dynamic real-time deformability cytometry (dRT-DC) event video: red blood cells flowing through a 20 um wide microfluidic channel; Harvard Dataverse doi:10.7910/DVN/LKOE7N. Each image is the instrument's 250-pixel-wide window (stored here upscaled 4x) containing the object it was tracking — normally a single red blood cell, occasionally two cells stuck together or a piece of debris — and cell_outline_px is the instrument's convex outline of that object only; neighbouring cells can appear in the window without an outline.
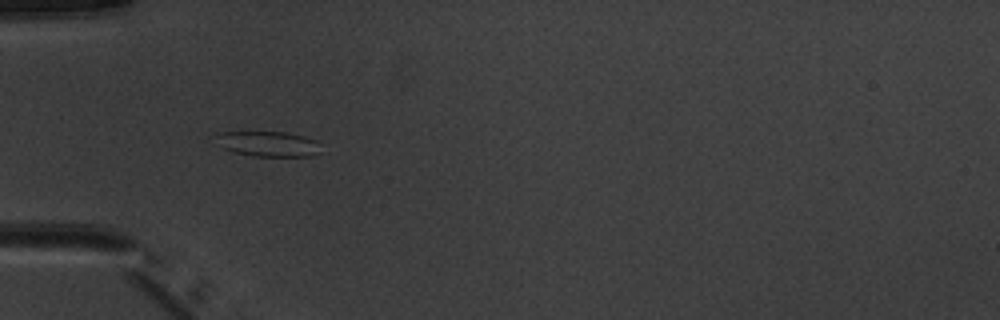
{"species": "common noctule bat (a hibernating species)", "species_latin": "Nyctalus noctula", "temperature_condition": "warm", "stored_images_in_passage": 4, "camera_frame_rate_fps": 3000, "um_per_image_px": 0.085, "animal": {"sex": "male", "body_mass_g": 20.1, "forearm_length_mm": 53.5}, "frame": {"image": 1, "passage_image": 3, "time_ms": 2.667, "image_size_px": [1000, 320], "cell_outline_px": [[320, 152], [312, 156], [252, 156], [232, 152], [224, 148], [216, 136], [220, 132], [288, 132], [304, 136], [316, 140]], "centroid_in_image_um": [22.83, 12.23], "position_along_channel_um": 62.2, "area_um2": 15.26}}
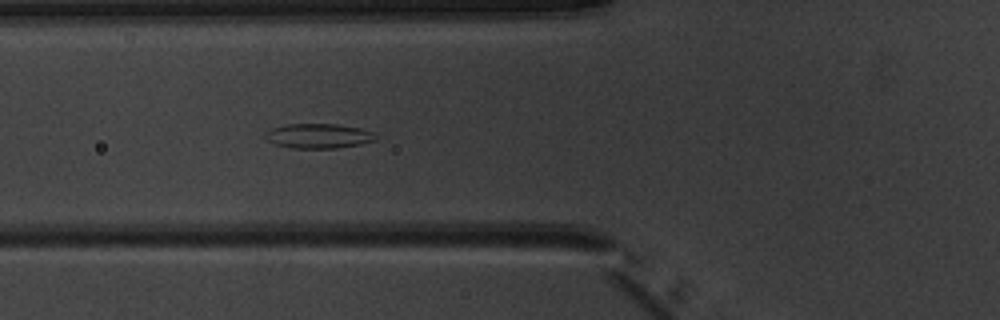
{"frame": {"image": 2, "passage_image": 4, "time_ms": 3.667, "image_size_px": [1000, 320], "cell_outline_px": [[380, 136], [376, 140], [360, 144], [336, 148], [292, 148], [276, 144], [268, 140], [264, 136], [264, 132], [272, 128], [288, 124], [336, 124], [360, 128], [376, 132]], "centroid_in_image_um": [27.13, 11.55], "position_along_channel_um": 98.7, "area_um2": 16.01}}